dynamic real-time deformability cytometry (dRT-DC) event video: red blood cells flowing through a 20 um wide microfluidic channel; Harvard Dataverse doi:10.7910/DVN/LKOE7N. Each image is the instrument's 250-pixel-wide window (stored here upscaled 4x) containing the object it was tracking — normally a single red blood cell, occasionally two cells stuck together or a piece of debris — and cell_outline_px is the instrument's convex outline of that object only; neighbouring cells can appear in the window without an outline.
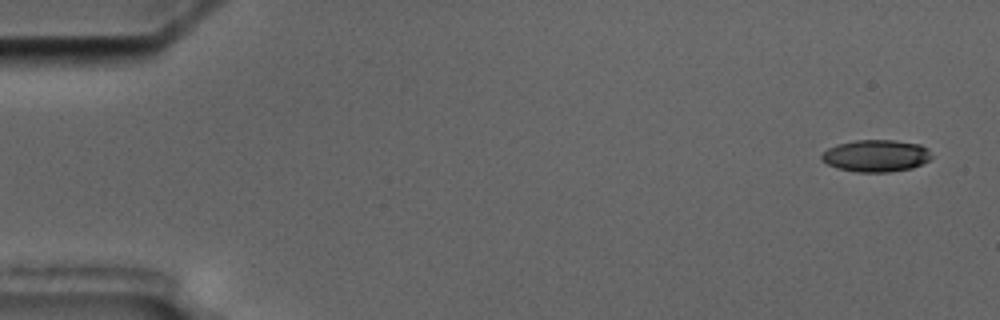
{"species": "common noctule bat (a hibernating species)", "species_latin": "Nyctalus noctula", "temperature_condition": "cold", "stored_images_in_passage": 11, "camera_frame_rate_fps": 3000, "um_per_image_px": 0.085, "animal": {"sex": "male", "body_mass_g": 17.5, "forearm_length_mm": 52.3}, "frame": {"image": 1, "passage_image": 1, "time_ms": 0.0, "image_size_px": [1000, 320], "cell_outline_px": [[932, 156], [928, 160], [912, 168], [888, 172], [856, 172], [836, 168], [828, 164], [820, 156], [828, 148], [836, 144], [856, 140], [896, 140], [920, 144], [928, 148]], "centroid_in_image_um": [74.47, 13.23], "position_along_channel_um": 10.5, "area_um2": 20.52}}
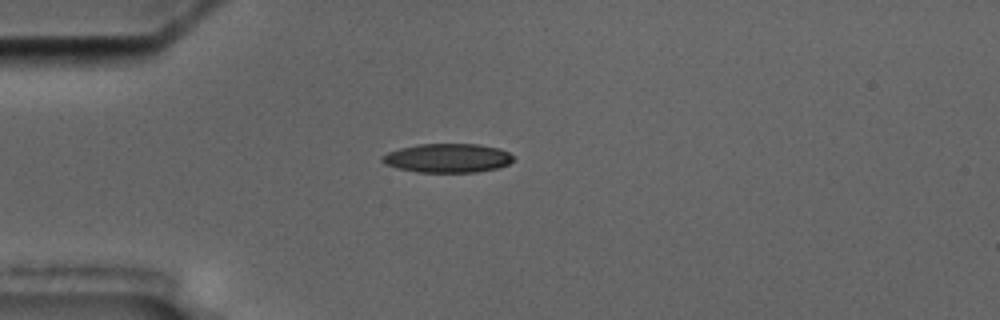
{"frame": {"image": 2, "passage_image": 4, "time_ms": 4.333, "image_size_px": [1000, 320], "cell_outline_px": [[512, 160], [508, 164], [500, 168], [476, 172], [416, 172], [384, 164], [380, 160], [380, 156], [388, 152], [400, 148], [420, 144], [480, 144], [500, 148], [508, 152], [512, 156]], "centroid_in_image_um": [38.04, 13.43], "position_along_channel_um": 47.0, "area_um2": 22.2}}
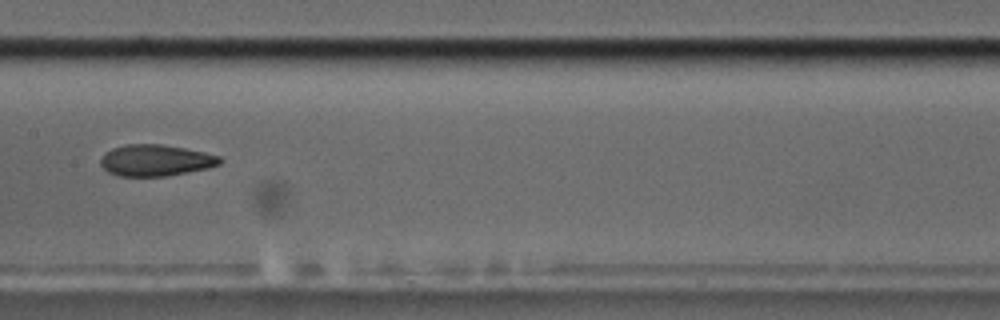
{"frame": {"image": 3, "passage_image": 8, "time_ms": 9.0, "image_size_px": [1000, 320], "cell_outline_px": [[224, 160], [220, 164], [208, 168], [188, 172], [164, 176], [120, 176], [108, 172], [100, 164], [100, 160], [104, 152], [112, 148], [128, 144], [160, 144], [184, 148], [204, 152], [220, 156]], "centroid_in_image_um": [13.23, 13.63], "position_along_channel_um": 194.2, "area_um2": 21.85}}